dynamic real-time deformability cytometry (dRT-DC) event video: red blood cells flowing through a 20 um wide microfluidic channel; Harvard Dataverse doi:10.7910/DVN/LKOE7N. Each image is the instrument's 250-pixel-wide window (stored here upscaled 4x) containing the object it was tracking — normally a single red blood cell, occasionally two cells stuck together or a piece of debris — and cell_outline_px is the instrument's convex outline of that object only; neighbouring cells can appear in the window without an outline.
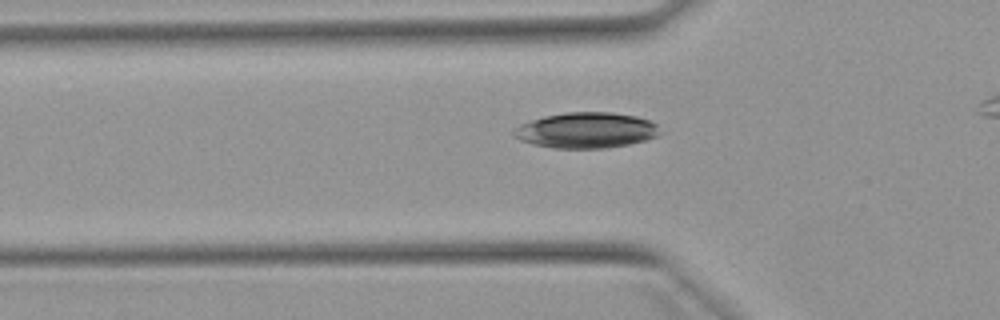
{"species": "Egyptian fruit bat (a non-hibernating species)", "species_latin": "Rousettus aegyptiacus", "temperature_condition": "warm", "stored_images_in_passage": 35, "camera_frame_rate_fps": 3000, "um_per_image_px": 0.085, "animal": {"sex": "female"}, "frame": {"image": 1, "passage_image": 9, "time_ms": 2.667, "image_size_px": [1000, 320], "cell_outline_px": [[664, 132], [656, 136], [644, 140], [628, 144], [604, 148], [552, 148], [532, 144], [520, 140], [512, 136], [512, 132], [520, 124], [544, 116], [564, 112], [612, 112], [636, 116], [648, 120], [656, 124]], "centroid_in_image_um": [49.82, 11.07], "position_along_channel_um": 76.0, "area_um2": 30.46}}
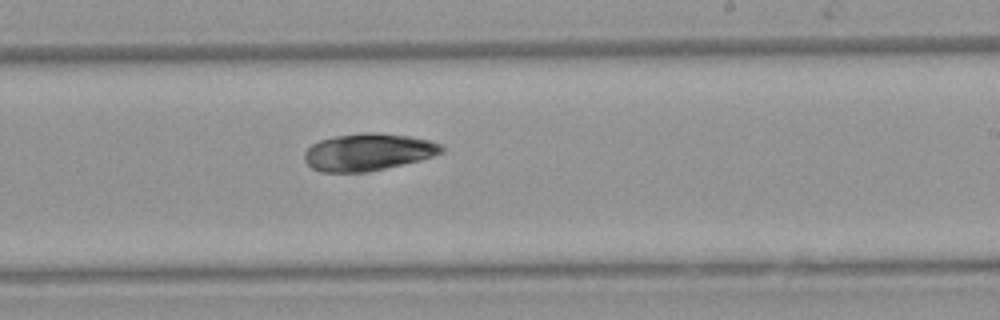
{"frame": {"image": 2, "passage_image": 23, "time_ms": 7.333, "image_size_px": [1000, 320], "cell_outline_px": [[444, 152], [420, 160], [368, 172], [320, 172], [312, 168], [304, 160], [304, 152], [312, 144], [320, 140], [336, 136], [364, 132], [376, 132], [408, 136], [428, 140], [440, 144], [444, 148]], "centroid_in_image_um": [31.27, 12.93], "position_along_channel_um": 257.7, "area_um2": 29.65}}
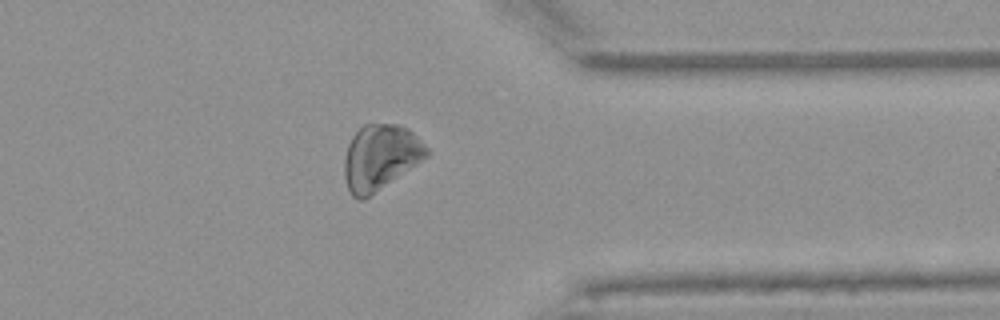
{"frame": {"image": 3, "passage_image": 33, "time_ms": 10.667, "image_size_px": [1000, 320], "cell_outline_px": [[428, 156], [364, 200], [356, 200], [352, 196], [348, 188], [344, 176], [344, 160], [348, 144], [352, 136], [364, 124], [400, 124], [408, 128], [428, 148]], "centroid_in_image_um": [32.3, 13.37], "position_along_channel_um": 379.1, "area_um2": 31.21}}